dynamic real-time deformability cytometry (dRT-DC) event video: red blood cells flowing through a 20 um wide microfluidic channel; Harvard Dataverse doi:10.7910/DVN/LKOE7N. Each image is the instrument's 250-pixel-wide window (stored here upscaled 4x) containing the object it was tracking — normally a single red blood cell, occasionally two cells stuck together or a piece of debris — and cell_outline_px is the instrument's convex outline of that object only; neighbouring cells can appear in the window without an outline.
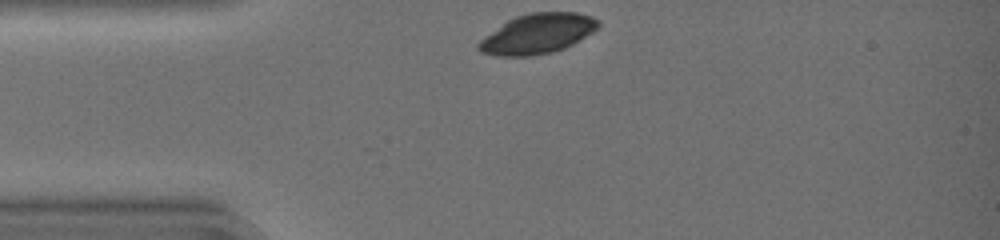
{"species": "common noctule bat (a hibernating species)", "species_latin": "Nyctalus noctula", "temperature_condition": "warm", "stored_images_in_passage": 29, "camera_frame_rate_fps": 3000, "um_per_image_px": 0.085, "animal": {"sex": "female", "body_mass_g": 19.0, "forearm_length_mm": 51.5}, "frame": {"image": 1, "passage_image": 1, "time_ms": 0.0, "image_size_px": [1000, 240], "cell_outline_px": [[600, 28], [580, 40], [564, 48], [552, 52], [528, 56], [496, 56], [480, 52], [476, 48], [476, 44], [480, 40], [508, 20], [516, 16], [528, 12], [576, 12], [592, 16], [600, 20]], "centroid_in_image_um": [45.72, 2.86], "position_along_channel_um": 39.3, "area_um2": 27.98}}
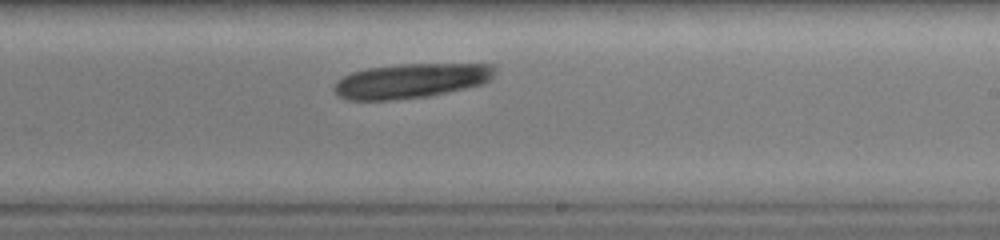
{"frame": {"image": 2, "passage_image": 18, "time_ms": 5.667, "image_size_px": [1000, 240], "cell_outline_px": [[496, 72], [488, 80], [480, 84], [432, 96], [392, 100], [348, 100], [336, 96], [332, 88], [336, 80], [352, 72], [368, 68], [400, 64], [496, 64]], "centroid_in_image_um": [34.89, 6.87], "position_along_channel_um": 254.1, "area_um2": 32.66}}
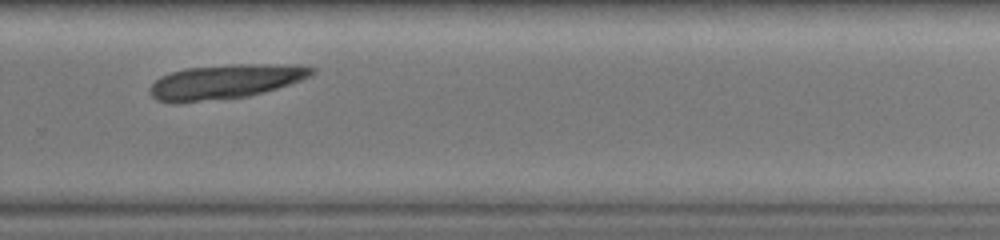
{"frame": {"image": 3, "passage_image": 22, "time_ms": 7.0, "image_size_px": [1000, 240], "cell_outline_px": [[316, 72], [312, 76], [264, 92], [248, 96], [200, 100], [156, 100], [148, 92], [152, 84], [160, 76], [172, 72], [188, 68], [232, 64], [304, 64], [316, 68]], "centroid_in_image_um": [19.27, 6.88], "position_along_channel_um": 310.5, "area_um2": 31.79}}